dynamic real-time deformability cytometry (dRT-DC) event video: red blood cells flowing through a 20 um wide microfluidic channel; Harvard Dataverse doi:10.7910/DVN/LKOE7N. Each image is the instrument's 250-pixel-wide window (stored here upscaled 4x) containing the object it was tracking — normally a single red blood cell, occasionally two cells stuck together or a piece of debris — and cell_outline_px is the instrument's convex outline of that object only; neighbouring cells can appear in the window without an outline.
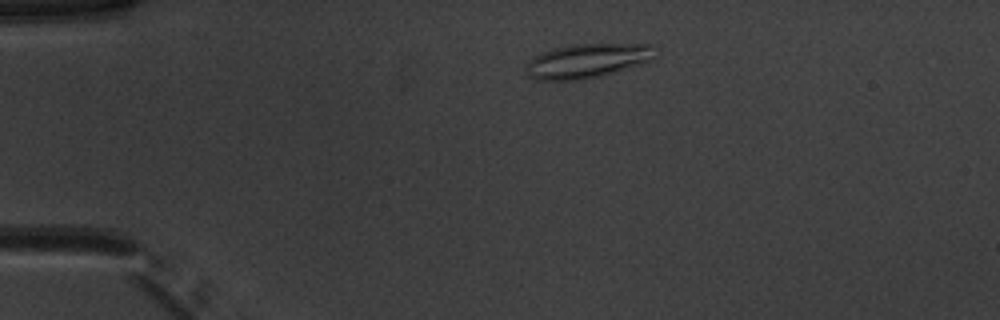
{"species": "common noctule bat (a hibernating species)", "species_latin": "Nyctalus noctula", "temperature_condition": "warm", "stored_images_in_passage": 41, "camera_frame_rate_fps": 3000, "um_per_image_px": 0.085, "animal": {"sex": "male", "body_mass_g": 20.1, "forearm_length_mm": 53.5}, "frame": {"image": 1, "passage_image": 1, "time_ms": 0.0, "image_size_px": [1000, 320], "cell_outline_px": [[652, 60], [612, 72], [580, 80], [536, 80], [528, 76], [524, 68], [528, 60], [544, 52], [556, 48], [572, 44], [652, 44]], "centroid_in_image_um": [49.83, 5.17], "position_along_channel_um": 35.2, "area_um2": 25.26}}
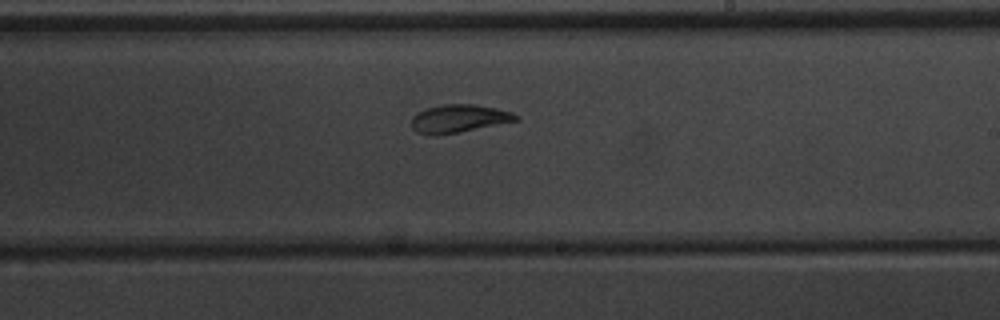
{"frame": {"image": 2, "passage_image": 21, "time_ms": 6.667, "image_size_px": [1000, 320], "cell_outline_px": [[520, 120], [456, 132], [416, 132], [412, 128], [412, 116], [416, 112], [424, 108], [444, 104], [476, 104], [496, 108], [512, 112], [520, 116]], "centroid_in_image_um": [39.05, 10.02], "position_along_channel_um": 250.0, "area_um2": 16.53}}
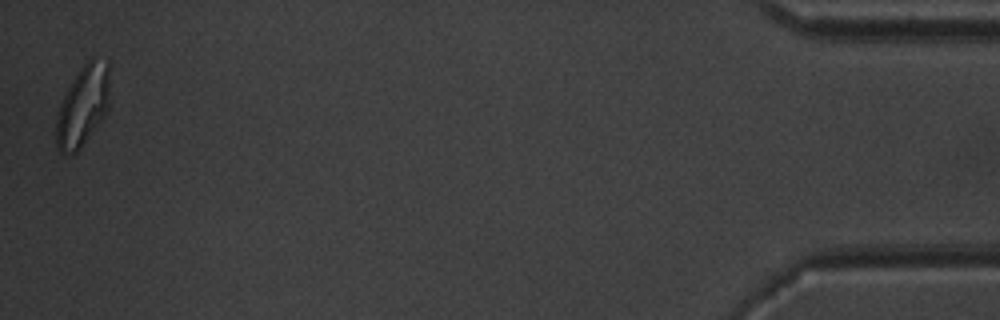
{"frame": {"image": 3, "passage_image": 41, "time_ms": 13.333, "image_size_px": [1000, 320], "cell_outline_px": [[108, 108], [104, 116], [80, 148], [76, 152], [68, 156], [60, 152], [56, 148], [56, 120], [60, 104], [72, 80], [80, 68], [92, 56], [108, 60]], "centroid_in_image_um": [7.03, 9.0], "position_along_channel_um": 428.2, "area_um2": 25.03}, "authors_computed_cell_mechanics": {"area_um2": 17.5134, "velocity_mm_per_s": 3.9395, "shape_relaxation_time_tau1_ms": 9.9355, "shape_relaxation_time_tau2_ms": 1.3863, "deformation_change_tau1": 0.2283, "deformation_change_tau2": 0.0653}}